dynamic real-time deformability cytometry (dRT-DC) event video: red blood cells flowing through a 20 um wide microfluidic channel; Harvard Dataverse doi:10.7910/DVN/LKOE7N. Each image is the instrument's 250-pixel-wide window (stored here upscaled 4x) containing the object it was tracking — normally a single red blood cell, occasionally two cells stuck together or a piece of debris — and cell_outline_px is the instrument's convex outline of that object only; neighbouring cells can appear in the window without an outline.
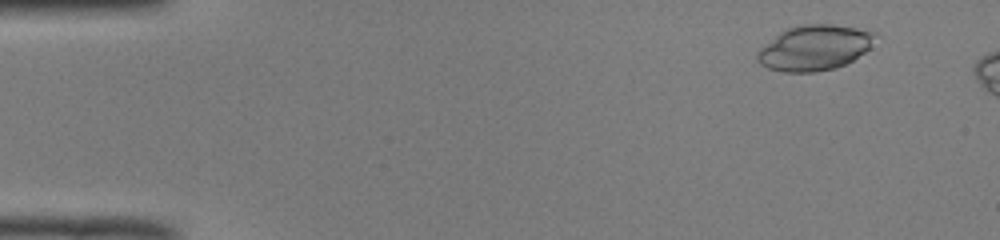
{"species": "common noctule bat (a hibernating species)", "species_latin": "Nyctalus noctula", "temperature_condition": "room temperature", "stored_images_in_passage": 48, "camera_frame_rate_fps": 3000, "um_per_image_px": 0.085, "animal": {"sex": "male", "body_mass_g": 19.0, "forearm_length_mm": 50.8}, "frame": {"image": 1, "passage_image": 4, "time_ms": 1.0, "image_size_px": [1000, 240], "cell_outline_px": [[876, 32], [868, 48], [864, 52], [852, 60], [844, 64], [832, 68], [816, 72], [784, 72], [768, 68], [760, 64], [756, 60], [756, 56], [760, 48], [780, 32], [788, 28], [804, 24], [832, 24]], "centroid_in_image_um": [69.17, 4.06], "position_along_channel_um": 15.8, "area_um2": 30.58}}